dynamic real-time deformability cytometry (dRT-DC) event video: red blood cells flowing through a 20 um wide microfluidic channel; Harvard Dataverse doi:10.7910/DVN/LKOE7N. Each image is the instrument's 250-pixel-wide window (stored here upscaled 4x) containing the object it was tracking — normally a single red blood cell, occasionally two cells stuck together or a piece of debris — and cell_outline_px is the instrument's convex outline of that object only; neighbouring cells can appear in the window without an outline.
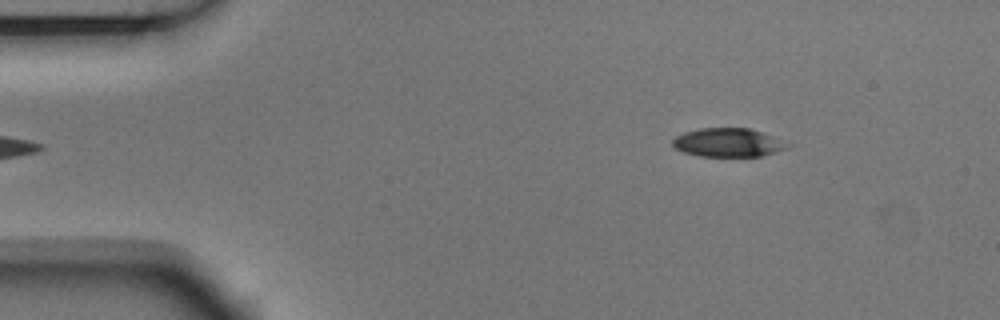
{"species": "Egyptian fruit bat (a non-hibernating species)", "species_latin": "Rousettus aegyptiacus", "temperature_condition": "room temperature", "stored_images_in_passage": 5, "camera_frame_rate_fps": 3000, "um_per_image_px": 0.085, "animal": {"sex": "male"}, "frame": {"image": 1, "passage_image": 5, "time_ms": 1.333, "image_size_px": [1000, 320], "cell_outline_px": [[784, 148], [776, 152], [760, 156], [700, 156], [684, 152], [676, 148], [672, 144], [672, 140], [676, 136], [684, 132], [700, 128], [748, 128], [760, 132], [768, 136]], "centroid_in_image_um": [61.68, 12.12], "position_along_channel_um": 23.3, "area_um2": 18.21}}